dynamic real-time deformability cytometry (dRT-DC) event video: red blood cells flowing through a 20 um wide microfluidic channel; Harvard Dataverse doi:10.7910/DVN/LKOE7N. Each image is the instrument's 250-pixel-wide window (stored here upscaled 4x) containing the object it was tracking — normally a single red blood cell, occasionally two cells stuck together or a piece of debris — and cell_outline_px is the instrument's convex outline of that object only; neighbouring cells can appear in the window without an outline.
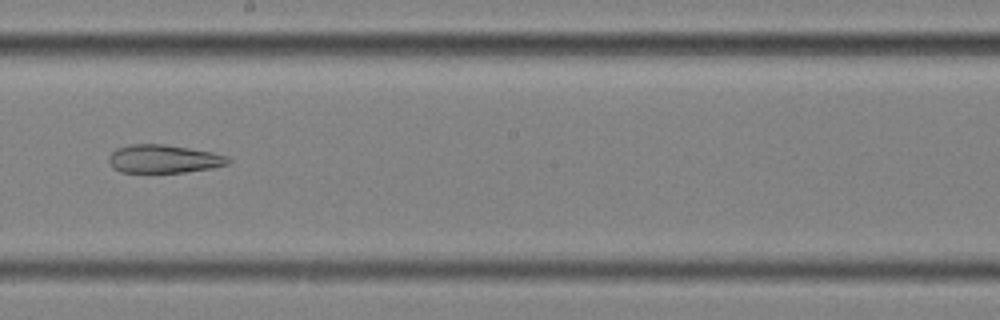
{"species": "common noctule bat (a hibernating species)", "species_latin": "Nyctalus noctula", "temperature_condition": "cold", "stored_images_in_passage": 57, "segment_of_instrument_passage": [2, 2], "camera_frame_rate_fps": 3000, "um_per_image_px": 0.085, "animal": {"sex": "female", "body_mass_g": 25.1}, "frame": {"image": 1, "passage_image": 33, "time_ms": 10.667, "image_size_px": [1000, 320], "cell_outline_px": [[232, 160], [228, 164], [212, 168], [184, 172], [120, 172], [112, 168], [108, 160], [108, 156], [116, 148], [132, 144], [164, 144], [212, 152], [228, 156]], "centroid_in_image_um": [13.91, 13.5], "position_along_channel_um": 234.3, "area_um2": 19.71}}
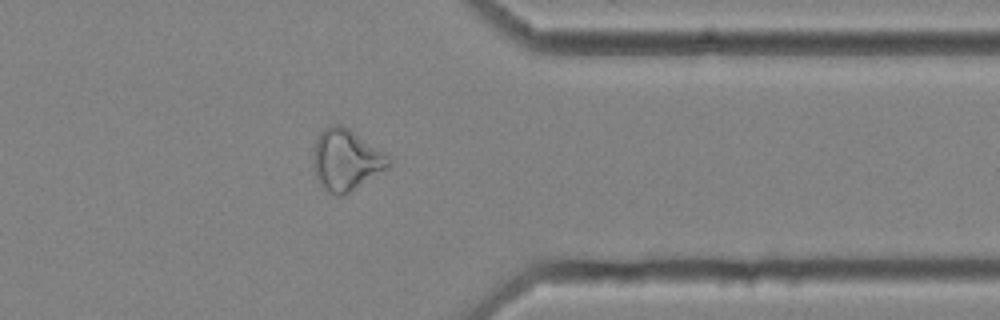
{"frame": {"image": 2, "passage_image": 46, "time_ms": 15.0, "image_size_px": [1000, 320], "cell_outline_px": [[392, 164], [388, 168], [344, 196], [336, 196], [328, 192], [320, 184], [312, 168], [312, 156], [316, 140], [320, 132], [328, 124], [340, 124], [348, 128], [384, 152], [392, 160]], "centroid_in_image_um": [29.39, 13.6], "position_along_channel_um": 382.0, "area_um2": 27.17}}
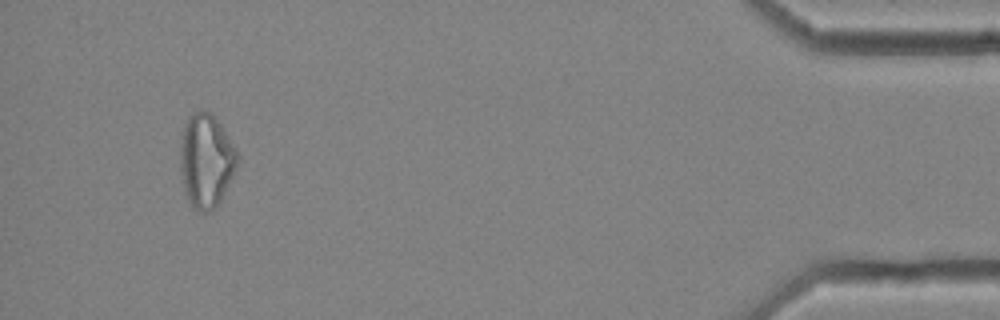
{"frame": {"image": 3, "passage_image": 54, "time_ms": 17.667, "image_size_px": [1000, 320], "cell_outline_px": [[236, 168], [220, 200], [208, 212], [200, 212], [192, 208], [188, 204], [184, 192], [180, 172], [180, 136], [184, 124], [188, 116], [192, 112], [212, 112], [220, 124], [236, 152]], "centroid_in_image_um": [17.45, 13.66], "position_along_channel_um": 417.8, "area_um2": 30.98}}